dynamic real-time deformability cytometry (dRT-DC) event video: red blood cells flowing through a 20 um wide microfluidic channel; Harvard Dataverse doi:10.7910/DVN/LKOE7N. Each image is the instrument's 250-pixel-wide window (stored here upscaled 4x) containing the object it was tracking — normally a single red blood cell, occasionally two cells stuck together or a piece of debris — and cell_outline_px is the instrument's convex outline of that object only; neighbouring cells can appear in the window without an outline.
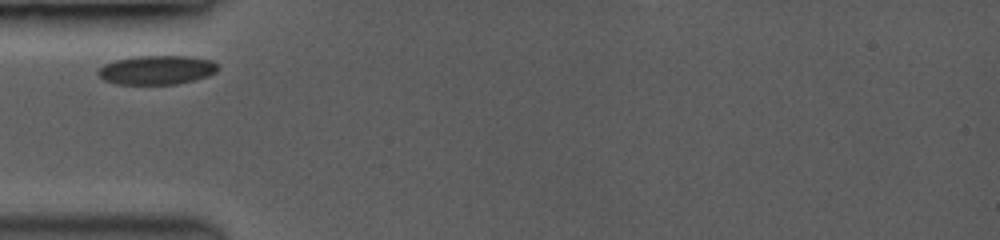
{"species": "common noctule bat (a hibernating species)", "species_latin": "Nyctalus noctula", "temperature_condition": "room temperature", "stored_images_in_passage": 19, "camera_frame_rate_fps": 3500, "um_per_image_px": 0.085, "animal": {"sex": "female", "body_mass_g": 19.0, "forearm_length_mm": 53.3}, "frame": {"image": 1, "passage_image": 1, "time_ms": 0.0, "image_size_px": [1000, 240], "cell_outline_px": [[220, 68], [216, 72], [208, 76], [176, 84], [116, 84], [104, 80], [96, 72], [104, 64], [116, 60], [132, 56], [188, 56], [212, 60]], "centroid_in_image_um": [13.33, 5.94], "position_along_channel_um": 71.7, "area_um2": 20.29}}
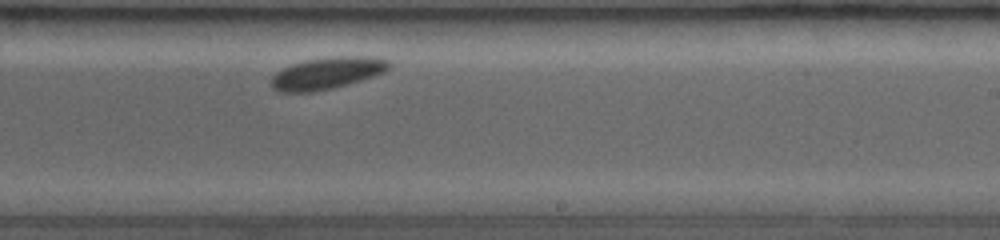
{"frame": {"image": 2, "passage_image": 10, "time_ms": 5.143, "image_size_px": [1000, 240], "cell_outline_px": [[392, 68], [384, 72], [360, 80], [328, 88], [308, 92], [284, 92], [272, 88], [272, 76], [276, 72], [292, 64], [304, 60], [336, 56], [372, 56], [388, 60], [392, 64]], "centroid_in_image_um": [27.84, 6.19], "position_along_channel_um": 261.2, "area_um2": 21.56}}
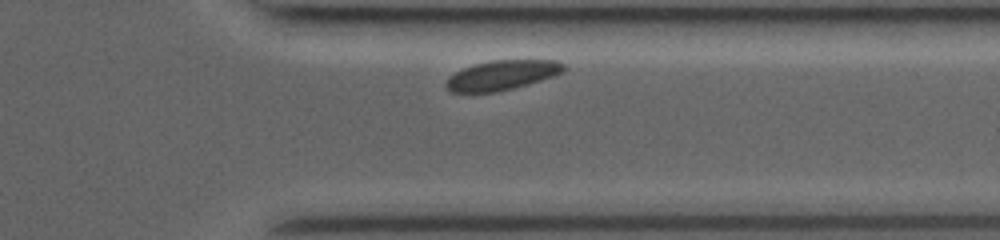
{"frame": {"image": 3, "passage_image": 17, "time_ms": 8.0, "image_size_px": [1000, 240], "cell_outline_px": [[568, 68], [552, 76], [512, 88], [496, 92], [448, 92], [444, 84], [456, 72], [464, 68], [476, 64], [492, 60], [556, 60], [564, 64]], "centroid_in_image_um": [42.66, 6.38], "position_along_channel_um": 368.7, "area_um2": 19.94}}